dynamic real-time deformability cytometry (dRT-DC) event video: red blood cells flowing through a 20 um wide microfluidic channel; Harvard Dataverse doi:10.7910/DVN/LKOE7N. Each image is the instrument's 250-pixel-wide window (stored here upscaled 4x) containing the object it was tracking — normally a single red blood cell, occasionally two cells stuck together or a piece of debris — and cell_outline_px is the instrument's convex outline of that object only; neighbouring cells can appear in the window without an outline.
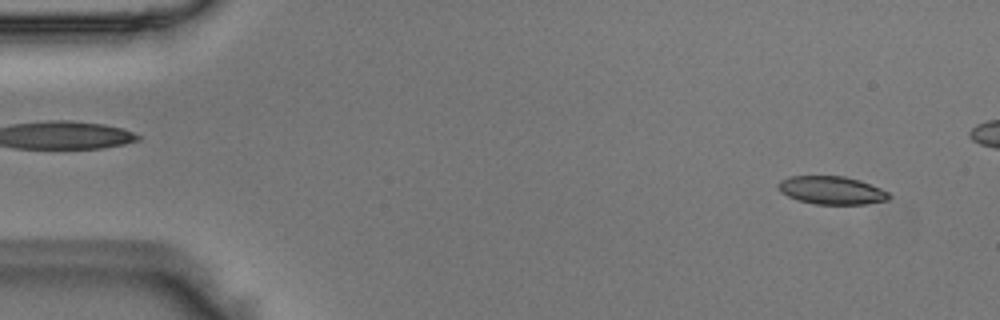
{"species": "Egyptian fruit bat (a non-hibernating species)", "species_latin": "Rousettus aegyptiacus", "temperature_condition": "room temperature", "stored_images_in_passage": 41, "camera_frame_rate_fps": 3000, "um_per_image_px": 0.085, "animal": {"sex": "male"}, "frame": {"image": 1, "passage_image": 3, "time_ms": 0.667, "image_size_px": [1000, 320], "cell_outline_px": [[892, 196], [888, 200], [864, 204], [816, 204], [796, 200], [780, 192], [776, 188], [776, 184], [780, 180], [788, 176], [844, 176], [860, 180], [880, 188], [888, 192]], "centroid_in_image_um": [70.65, 16.17], "position_along_channel_um": 14.4, "area_um2": 18.32}}
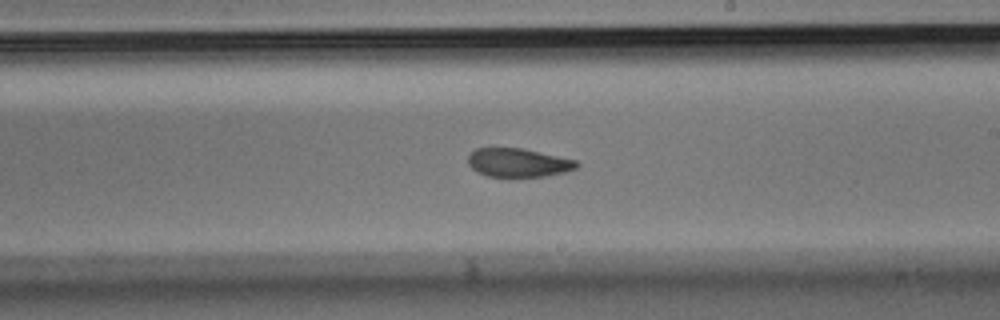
{"frame": {"image": 2, "passage_image": 29, "time_ms": 9.333, "image_size_px": [1000, 320], "cell_outline_px": [[580, 164], [576, 168], [564, 172], [544, 176], [488, 176], [476, 172], [468, 164], [468, 156], [476, 148], [524, 148], [576, 160]], "centroid_in_image_um": [44.04, 13.81], "position_along_channel_um": 245.0, "area_um2": 18.03}}
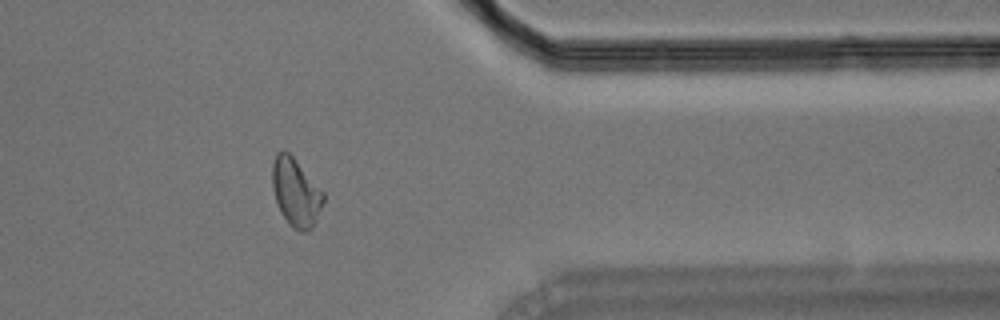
{"frame": {"image": 3, "passage_image": 41, "time_ms": 13.333, "image_size_px": [1000, 320], "cell_outline_px": [[324, 200], [312, 228], [308, 232], [300, 232], [292, 228], [288, 224], [280, 212], [272, 188], [272, 164], [276, 152], [288, 152], [292, 156], [324, 192]], "centroid_in_image_um": [25.13, 16.39], "position_along_channel_um": 386.3, "area_um2": 20.17}}